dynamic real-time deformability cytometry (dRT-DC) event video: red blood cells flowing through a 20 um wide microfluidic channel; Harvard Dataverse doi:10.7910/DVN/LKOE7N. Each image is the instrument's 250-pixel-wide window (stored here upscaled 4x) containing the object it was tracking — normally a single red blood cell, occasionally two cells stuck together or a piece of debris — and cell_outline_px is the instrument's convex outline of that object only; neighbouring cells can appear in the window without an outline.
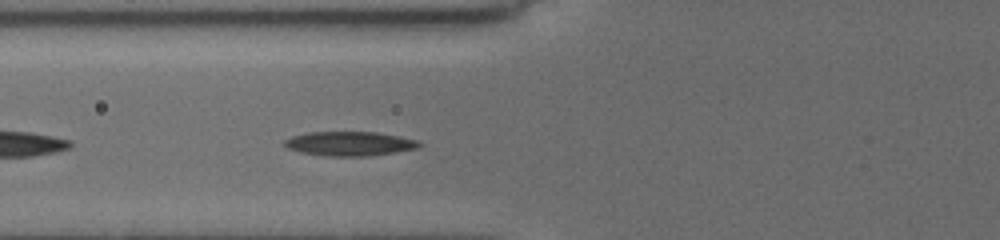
{"species": "common noctule bat (a hibernating species)", "species_latin": "Nyctalus noctula", "temperature_condition": "cold", "stored_images_in_passage": 37, "camera_frame_rate_fps": 3000, "um_per_image_px": 0.085, "animal": {"sex": "female", "body_mass_g": 19.5, "forearm_length_mm": 54.1}, "frame": {"image": 1, "passage_image": 5, "time_ms": 1.333, "image_size_px": [1000, 240], "cell_outline_px": [[424, 144], [420, 148], [396, 152], [368, 156], [324, 156], [300, 152], [284, 148], [284, 140], [292, 136], [308, 132], [376, 132], [400, 136], [420, 140]], "centroid_in_image_um": [29.75, 12.21], "position_along_channel_um": 96.0, "area_um2": 19.42}}
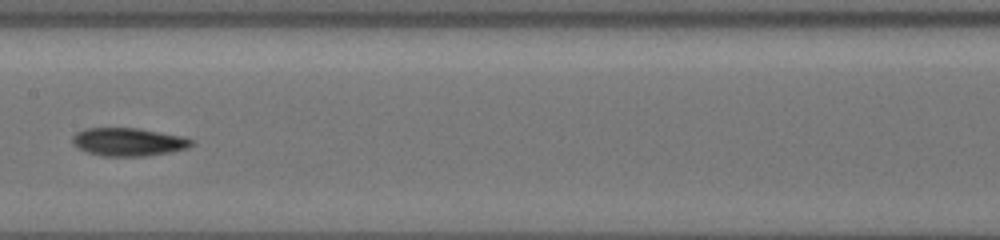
{"frame": {"image": 2, "passage_image": 12, "time_ms": 4.0, "image_size_px": [1000, 240], "cell_outline_px": [[196, 144], [188, 148], [172, 152], [148, 156], [100, 156], [76, 148], [72, 144], [72, 136], [76, 132], [84, 128], [136, 128], [184, 136], [192, 140]], "centroid_in_image_um": [10.92, 12.07], "position_along_channel_um": 196.5, "area_um2": 19.83}}
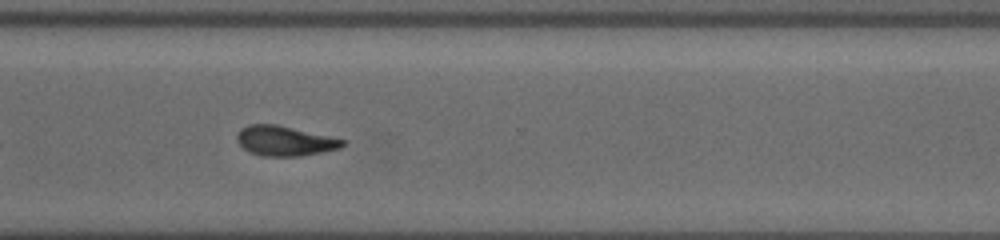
{"frame": {"image": 3, "passage_image": 24, "time_ms": 8.0, "image_size_px": [1000, 240], "cell_outline_px": [[348, 140], [340, 148], [300, 156], [264, 156], [248, 152], [236, 140], [236, 136], [240, 128], [248, 124], [276, 124]], "centroid_in_image_um": [24.18, 11.97], "position_along_channel_um": 346.4, "area_um2": 18.44}, "authors_computed_cell_mechanics": {"area_um2": 18.7272, "velocity_mm_per_s": 3.752, "shape_relaxation_time_tau1_ms": 5.5156, "shape_relaxation_time_tau2_ms": null, "deformation_change_tau1": 0.1696, "deformation_change_tau2": null}}